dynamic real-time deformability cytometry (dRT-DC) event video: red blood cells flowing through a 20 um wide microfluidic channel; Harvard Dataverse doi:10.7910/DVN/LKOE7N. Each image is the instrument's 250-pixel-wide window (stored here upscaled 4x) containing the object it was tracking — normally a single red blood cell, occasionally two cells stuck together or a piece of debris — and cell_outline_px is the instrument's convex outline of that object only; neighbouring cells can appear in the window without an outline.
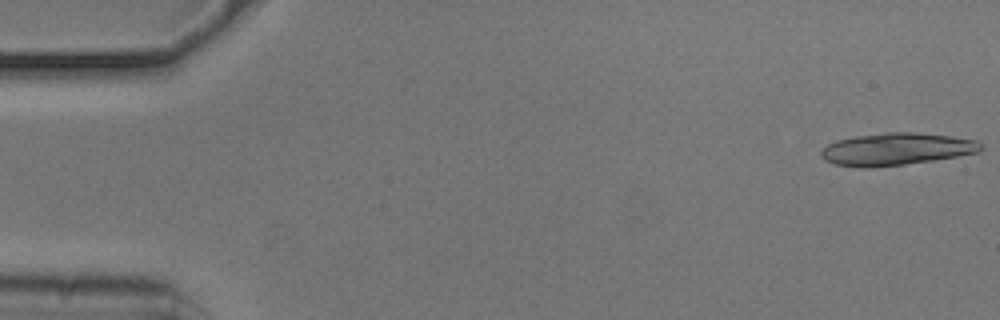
{"species": "common noctule bat (a hibernating species)", "species_latin": "Nyctalus noctula", "temperature_condition": "cold", "stored_images_in_passage": 16, "camera_frame_rate_fps": 3000, "um_per_image_px": 0.085, "animal": {"sex": "male", "body_mass_g": 20.5, "forearm_length_mm": 52.5}, "frame": {"image": 1, "passage_image": 1, "time_ms": 0.0, "image_size_px": [1000, 320], "cell_outline_px": [[984, 148], [980, 152], [932, 160], [904, 164], [868, 168], [860, 168], [836, 164], [824, 160], [820, 156], [820, 152], [828, 144], [836, 140], [856, 136], [884, 132], [916, 132], [952, 136], [980, 140]], "centroid_in_image_um": [76.21, 12.66], "position_along_channel_um": 8.8, "area_um2": 30.23}}